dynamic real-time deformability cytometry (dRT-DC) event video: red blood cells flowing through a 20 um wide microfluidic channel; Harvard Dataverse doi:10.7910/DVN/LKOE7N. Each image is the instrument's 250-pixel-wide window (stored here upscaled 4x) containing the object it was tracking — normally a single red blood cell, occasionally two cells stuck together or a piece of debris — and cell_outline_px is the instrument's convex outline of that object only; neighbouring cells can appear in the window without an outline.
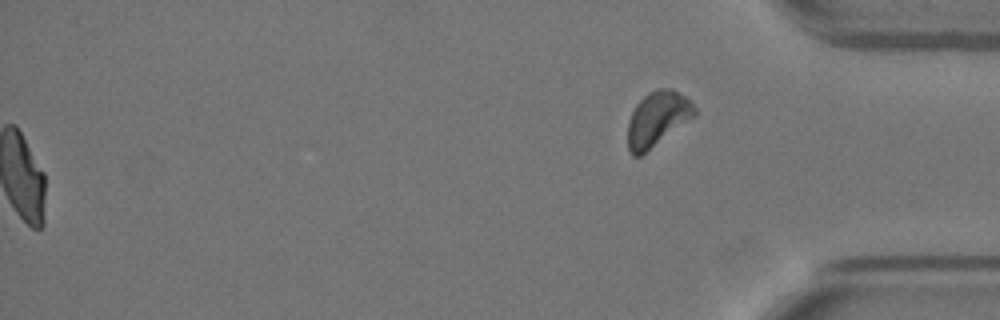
{"species": "Egyptian fruit bat (a non-hibernating species)", "species_latin": "Rousettus aegyptiacus", "temperature_condition": "warm", "stored_images_in_passage": 50, "segment_of_instrument_passage": [2, 2], "camera_frame_rate_fps": 3000, "um_per_image_px": 0.085, "animal": {"sex": "female"}, "frame": {"image": 1, "passage_image": 50, "time_ms": 16.333, "image_size_px": [1000, 320], "cell_outline_px": [[696, 116], [640, 156], [632, 156], [628, 148], [628, 120], [636, 104], [648, 92], [656, 88], [672, 88], [684, 96], [696, 108]], "centroid_in_image_um": [55.87, 10.09], "position_along_channel_um": 379.3, "area_um2": 21.27}}